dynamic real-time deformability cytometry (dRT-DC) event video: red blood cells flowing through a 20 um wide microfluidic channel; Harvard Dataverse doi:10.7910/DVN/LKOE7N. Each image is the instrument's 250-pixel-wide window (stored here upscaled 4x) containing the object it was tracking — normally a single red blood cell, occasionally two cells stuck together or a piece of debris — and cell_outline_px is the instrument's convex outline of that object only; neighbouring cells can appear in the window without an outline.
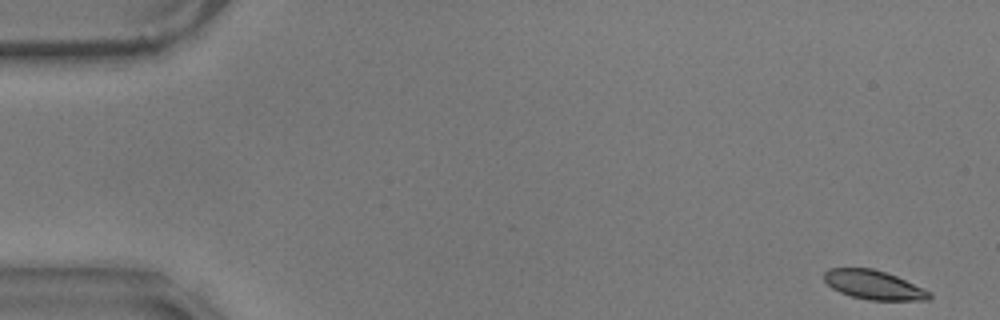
{"species": "common noctule bat (a hibernating species)", "species_latin": "Nyctalus noctula", "temperature_condition": "warm", "stored_images_in_passage": 56, "camera_frame_rate_fps": 3000, "um_per_image_px": 0.085, "animal": {"sex": "male", "body_mass_g": 17.9}, "frame": {"image": 1, "passage_image": 1, "time_ms": 0.0, "image_size_px": [1000, 320], "cell_outline_px": [[932, 296], [928, 300], [868, 300], [852, 296], [840, 292], [832, 288], [824, 280], [824, 272], [828, 268], [872, 268], [896, 276], [924, 288], [932, 292]], "centroid_in_image_um": [74.28, 24.22], "position_along_channel_um": 10.7, "area_um2": 17.8}}
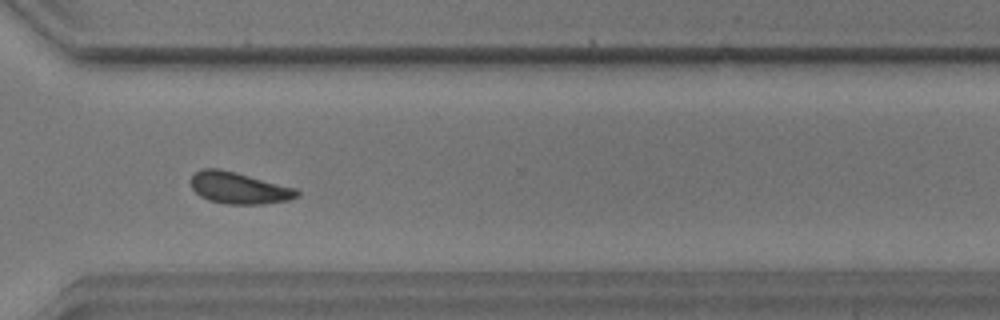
{"frame": {"image": 2, "passage_image": 41, "time_ms": 13.333, "image_size_px": [1000, 320], "cell_outline_px": [[300, 196], [288, 200], [264, 204], [224, 204], [208, 200], [200, 196], [192, 188], [192, 176], [200, 168], [220, 168], [236, 172], [296, 188], [300, 192]], "centroid_in_image_um": [20.32, 15.98], "position_along_channel_um": 350.3, "area_um2": 19.65}}
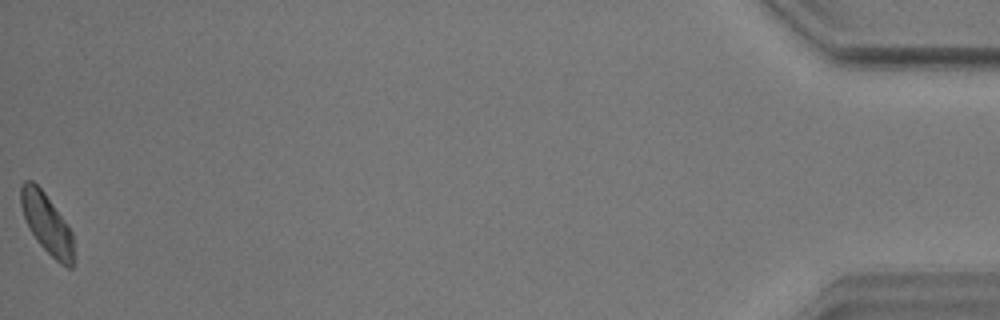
{"frame": {"image": 3, "passage_image": 56, "time_ms": 18.333, "image_size_px": [1000, 320], "cell_outline_px": [[72, 268], [68, 268], [60, 264], [36, 240], [28, 228], [20, 204], [20, 184], [24, 180], [32, 180], [44, 192], [64, 220], [72, 232]], "centroid_in_image_um": [3.93, 18.97], "position_along_channel_um": 431.3, "area_um2": 18.21}, "authors_computed_cell_mechanics": {"area_um2": 19.074, "velocity_mm_per_s": 3.5328, "shape_relaxation_time_tau1_ms": 3.4861, "shape_relaxation_time_tau2_ms": 9.0142, "deformation_change_tau1": 0.0815, "deformation_change_tau2": 0.1462}}